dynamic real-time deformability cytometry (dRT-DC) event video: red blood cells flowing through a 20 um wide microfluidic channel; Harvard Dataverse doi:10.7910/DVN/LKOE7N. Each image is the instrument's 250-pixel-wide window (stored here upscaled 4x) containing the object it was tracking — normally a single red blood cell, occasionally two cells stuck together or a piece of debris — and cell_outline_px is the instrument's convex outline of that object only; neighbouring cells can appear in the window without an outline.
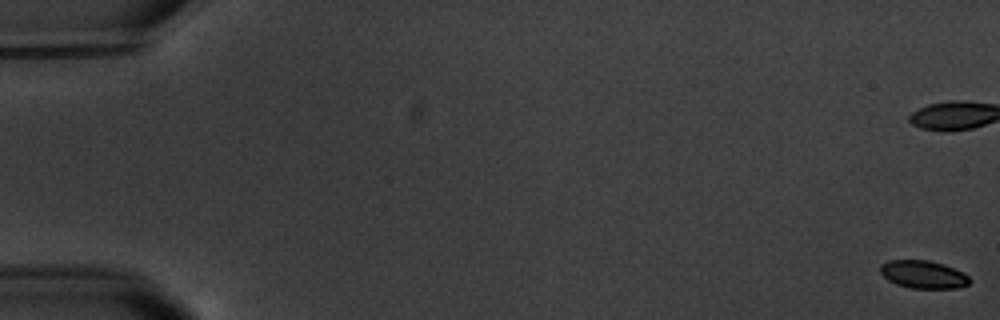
{"species": "common noctule bat (a hibernating species)", "species_latin": "Nyctalus noctula", "temperature_condition": "warm", "stored_images_in_passage": 7, "camera_frame_rate_fps": 3000, "um_per_image_px": 0.085, "animal": {"sex": "male", "body_mass_g": 20.1, "forearm_length_mm": 53.5}, "frame": {"image": 1, "passage_image": 1, "time_ms": 0.0, "image_size_px": [1000, 320], "cell_outline_px": [[972, 280], [968, 284], [956, 288], [912, 288], [896, 284], [888, 280], [880, 272], [880, 264], [888, 260], [928, 260], [944, 264], [964, 272]], "centroid_in_image_um": [78.49, 23.32], "position_along_channel_um": 6.5, "area_um2": 14.57}}